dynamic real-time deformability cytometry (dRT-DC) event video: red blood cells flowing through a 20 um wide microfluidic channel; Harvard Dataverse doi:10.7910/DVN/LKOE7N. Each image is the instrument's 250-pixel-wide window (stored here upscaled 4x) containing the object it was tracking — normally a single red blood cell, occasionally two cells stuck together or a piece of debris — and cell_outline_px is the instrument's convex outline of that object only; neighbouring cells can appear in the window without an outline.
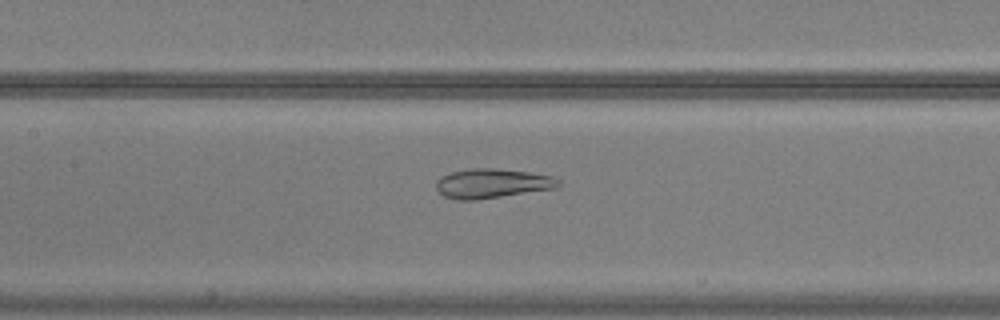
{"species": "common noctule bat (a hibernating species)", "species_latin": "Nyctalus noctula", "temperature_condition": "warm", "stored_images_in_passage": 34, "camera_frame_rate_fps": 3000, "um_per_image_px": 0.085, "animal": {"sex": "male", "body_mass_g": 20.5, "forearm_length_mm": 52.5}, "frame": {"image": 1, "passage_image": 17, "time_ms": 5.333, "image_size_px": [1000, 320], "cell_outline_px": [[560, 184], [556, 188], [476, 200], [456, 200], [444, 196], [436, 188], [436, 180], [440, 176], [452, 172], [468, 168], [492, 168], [528, 172], [552, 176], [560, 180]], "centroid_in_image_um": [41.8, 15.59], "position_along_channel_um": 165.6, "area_um2": 20.98}}
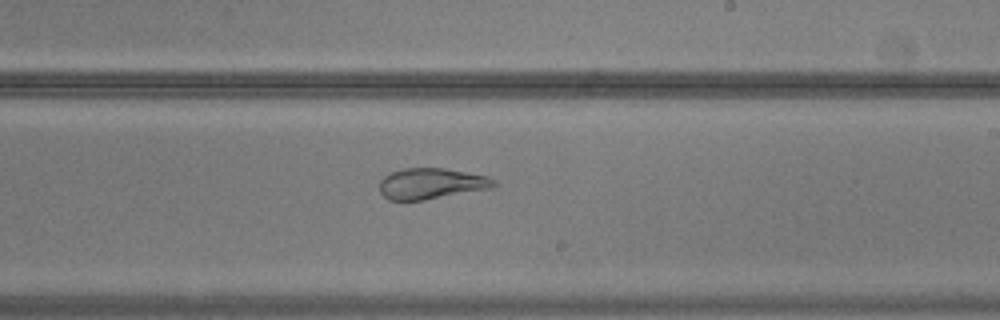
{"frame": {"image": 2, "passage_image": 24, "time_ms": 7.667, "image_size_px": [1000, 320], "cell_outline_px": [[496, 184], [492, 188], [424, 200], [388, 200], [380, 192], [380, 180], [388, 172], [404, 168], [444, 168], [488, 176], [496, 180]], "centroid_in_image_um": [36.64, 15.6], "position_along_channel_um": 252.4, "area_um2": 20.69}}
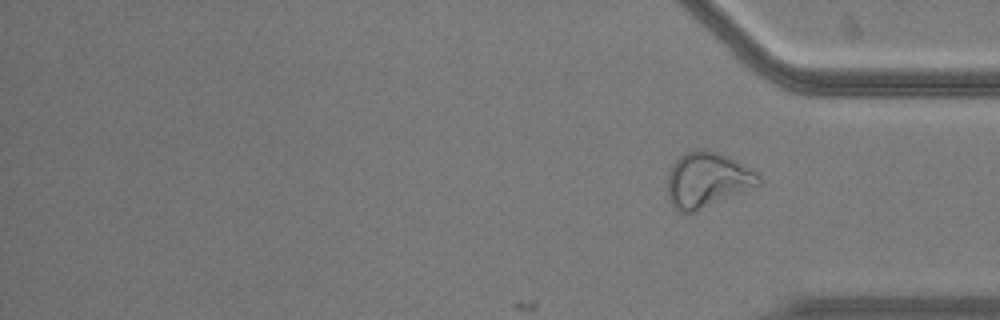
{"frame": {"image": 3, "passage_image": 34, "time_ms": 11.0, "image_size_px": [1000, 320], "cell_outline_px": [[760, 184], [696, 212], [680, 212], [668, 200], [668, 172], [672, 164], [680, 156], [696, 148], [704, 148], [728, 156], [760, 172]], "centroid_in_image_um": [60.12, 15.27], "position_along_channel_um": 375.1, "area_um2": 29.42}, "authors_computed_cell_mechanics": {"area_um2": 21.1548, "velocity_mm_per_s": 3.7364, "shape_relaxation_time_tau1_ms": null, "shape_relaxation_time_tau2_ms": 1.2719, "deformation_change_tau1": null, "deformation_change_tau2": 0.1048}}